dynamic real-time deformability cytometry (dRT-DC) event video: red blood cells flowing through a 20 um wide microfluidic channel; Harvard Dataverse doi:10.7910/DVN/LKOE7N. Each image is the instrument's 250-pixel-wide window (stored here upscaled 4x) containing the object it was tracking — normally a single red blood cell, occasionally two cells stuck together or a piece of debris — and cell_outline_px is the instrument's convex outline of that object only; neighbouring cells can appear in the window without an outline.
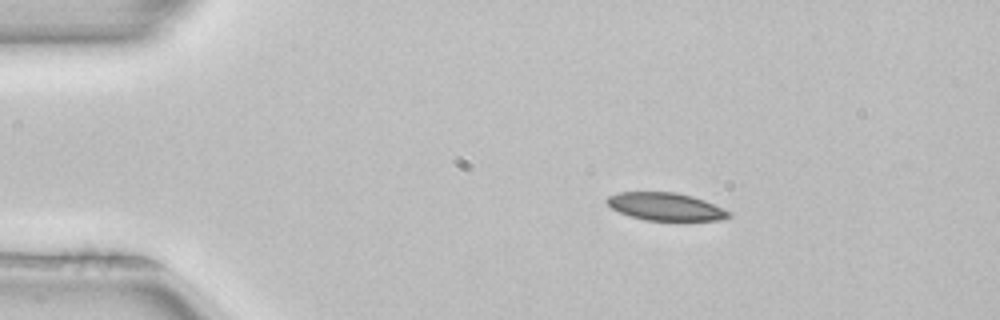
{"species": "common noctule bat (a hibernating species)", "species_latin": "Nyctalus noctula", "temperature_condition": "room temperature", "stored_images_in_passage": 3, "camera_frame_rate_fps": 3000, "um_per_image_px": 0.085, "animal": {"sex": "female", "body_mass_g": 22.7, "forearm_length_mm": 54.2}, "frame": {"image": 1, "passage_image": 1, "time_ms": 0.0, "image_size_px": [1000, 320], "cell_outline_px": [[732, 216], [724, 220], [644, 220], [620, 212], [612, 208], [604, 200], [608, 196], [620, 192], [676, 192], [692, 196], [704, 200], [732, 212]], "centroid_in_image_um": [56.61, 17.56], "position_along_channel_um": 28.4, "area_um2": 19.65}}
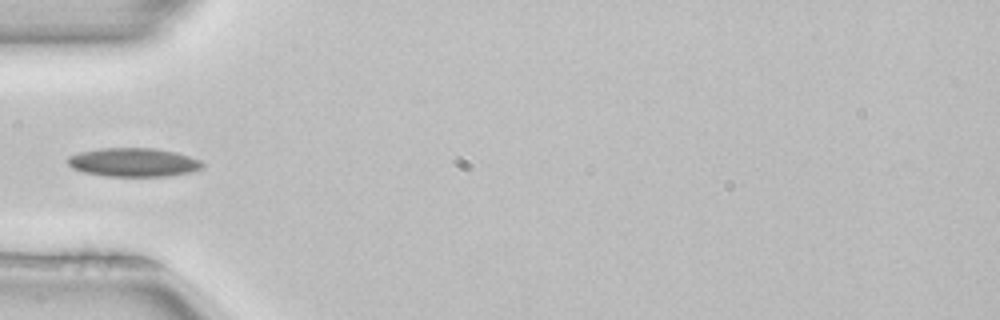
{"frame": {"image": 2, "passage_image": 3, "time_ms": 0.667, "image_size_px": [1000, 320], "cell_outline_px": [[204, 164], [200, 168], [192, 172], [168, 176], [104, 176], [84, 172], [72, 168], [68, 164], [68, 156], [80, 152], [100, 148], [152, 148], [176, 152], [200, 160]], "centroid_in_image_um": [11.33, 13.8], "position_along_channel_um": 73.7, "area_um2": 22.48}}